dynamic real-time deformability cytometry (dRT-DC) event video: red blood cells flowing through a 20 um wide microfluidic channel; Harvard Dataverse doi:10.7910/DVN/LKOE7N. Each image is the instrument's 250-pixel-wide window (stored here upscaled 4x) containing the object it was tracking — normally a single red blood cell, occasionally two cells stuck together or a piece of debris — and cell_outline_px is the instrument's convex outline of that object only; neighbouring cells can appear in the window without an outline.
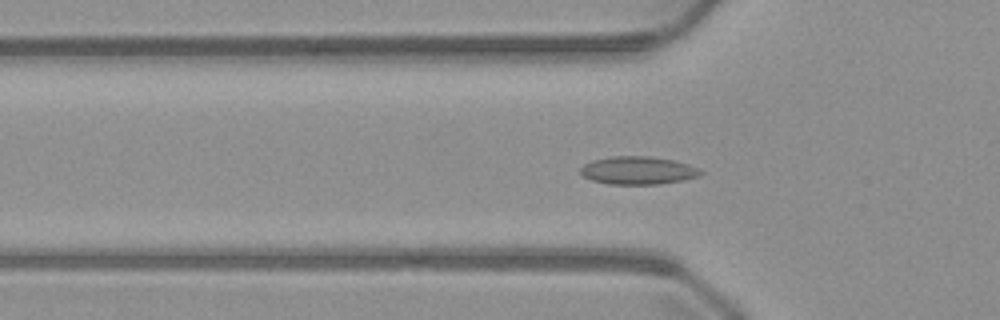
{"species": "common noctule bat (a hibernating species)", "species_latin": "Nyctalus noctula", "temperature_condition": "warm", "stored_images_in_passage": 46, "camera_frame_rate_fps": 3000, "um_per_image_px": 0.085, "animal": {"sex": "male", "body_mass_g": 23.1, "forearm_length_mm": 52.7}, "frame": {"image": 1, "passage_image": 12, "time_ms": 3.667, "image_size_px": [1000, 320], "cell_outline_px": [[704, 172], [700, 176], [660, 184], [608, 184], [592, 180], [584, 176], [580, 172], [580, 168], [584, 164], [592, 160], [612, 156], [652, 156], [672, 160], [688, 164], [700, 168]], "centroid_in_image_um": [54.24, 14.48], "position_along_channel_um": 71.6, "area_um2": 19.59}}
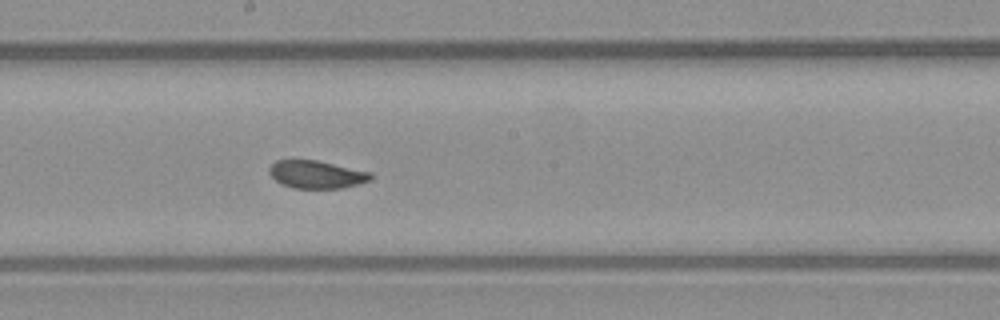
{"frame": {"image": 2, "passage_image": 23, "time_ms": 7.333, "image_size_px": [1000, 320], "cell_outline_px": [[372, 180], [344, 188], [292, 188], [280, 184], [268, 172], [268, 168], [276, 160], [316, 160], [372, 172]], "centroid_in_image_um": [26.91, 14.83], "position_along_channel_um": 221.3, "area_um2": 16.53}}
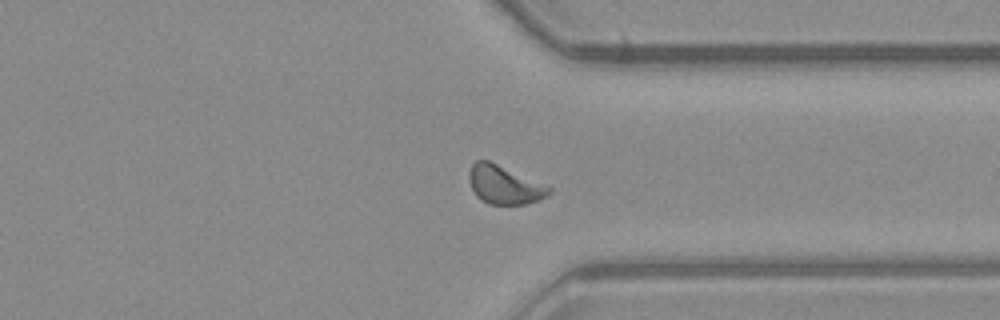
{"frame": {"image": 3, "passage_image": 34, "time_ms": 11.0, "image_size_px": [1000, 320], "cell_outline_px": [[552, 192], [548, 196], [524, 204], [488, 204], [480, 200], [476, 196], [472, 188], [468, 176], [468, 172], [472, 164], [476, 160], [488, 160], [552, 188]], "centroid_in_image_um": [42.83, 15.72], "position_along_channel_um": 368.6, "area_um2": 17.69}}